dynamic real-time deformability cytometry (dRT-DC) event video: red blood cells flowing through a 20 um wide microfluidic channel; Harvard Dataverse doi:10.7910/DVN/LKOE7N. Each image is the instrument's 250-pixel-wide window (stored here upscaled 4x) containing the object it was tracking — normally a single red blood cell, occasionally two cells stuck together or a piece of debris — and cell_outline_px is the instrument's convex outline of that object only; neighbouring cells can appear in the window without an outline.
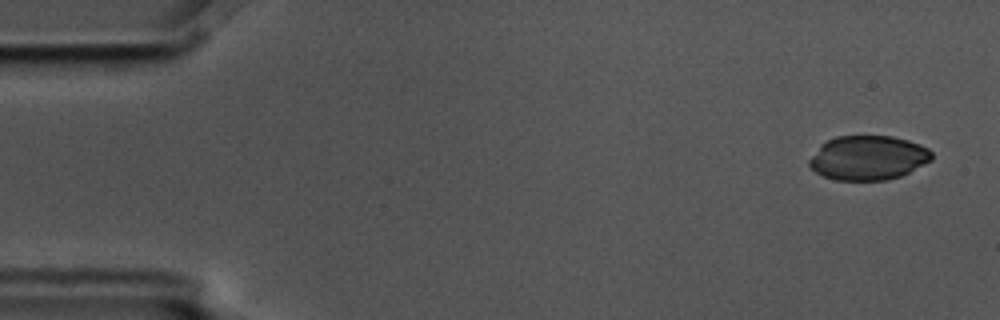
{"species": "common noctule bat (a hibernating species)", "species_latin": "Nyctalus noctula", "temperature_condition": "cold", "stored_images_in_passage": 6, "segment_of_instrument_passage": [2, 2], "camera_frame_rate_fps": 3000, "um_per_image_px": 0.085, "animal": {"sex": "male", "body_mass_g": 17.5, "forearm_length_mm": 52.3}, "frame": {"image": 1, "passage_image": 6, "time_ms": 1.667, "image_size_px": [1000, 320], "cell_outline_px": [[932, 160], [900, 176], [888, 180], [836, 180], [824, 176], [816, 172], [808, 164], [808, 160], [820, 144], [836, 136], [892, 136], [908, 140], [920, 144], [928, 148], [932, 152]], "centroid_in_image_um": [73.78, 13.41], "position_along_channel_um": 11.2, "area_um2": 31.67}}